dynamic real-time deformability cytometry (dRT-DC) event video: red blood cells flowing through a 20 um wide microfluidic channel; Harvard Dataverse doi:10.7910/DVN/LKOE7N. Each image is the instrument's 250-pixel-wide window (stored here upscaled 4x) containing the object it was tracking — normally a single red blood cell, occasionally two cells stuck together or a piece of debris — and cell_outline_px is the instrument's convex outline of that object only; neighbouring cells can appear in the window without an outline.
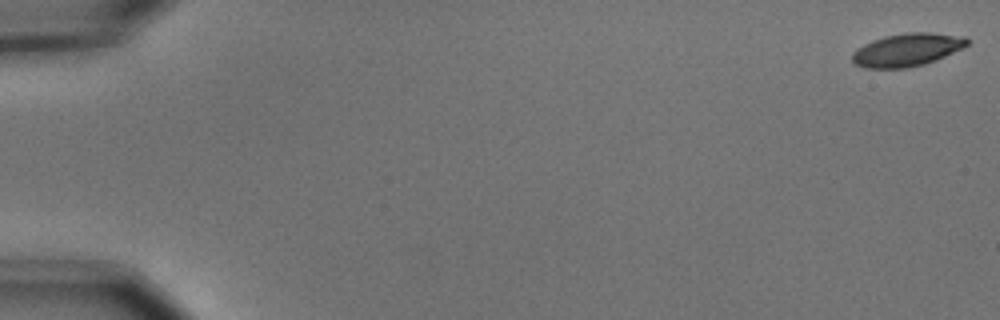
{"species": "common noctule bat (a hibernating species)", "species_latin": "Nyctalus noctula", "temperature_condition": "cold", "stored_images_in_passage": 5, "camera_frame_rate_fps": 3000, "um_per_image_px": 0.085, "animal": {"sex": "male", "body_mass_g": 15.6}, "frame": {"image": 1, "passage_image": 1, "time_ms": 0.0, "image_size_px": [1000, 320], "cell_outline_px": [[968, 44], [964, 48], [936, 60], [924, 64], [908, 68], [864, 68], [856, 64], [852, 60], [852, 52], [864, 44], [872, 40], [884, 36], [908, 32], [932, 32], [964, 36], [968, 40]], "centroid_in_image_um": [77.12, 4.23], "position_along_channel_um": 7.9, "area_um2": 22.2}}